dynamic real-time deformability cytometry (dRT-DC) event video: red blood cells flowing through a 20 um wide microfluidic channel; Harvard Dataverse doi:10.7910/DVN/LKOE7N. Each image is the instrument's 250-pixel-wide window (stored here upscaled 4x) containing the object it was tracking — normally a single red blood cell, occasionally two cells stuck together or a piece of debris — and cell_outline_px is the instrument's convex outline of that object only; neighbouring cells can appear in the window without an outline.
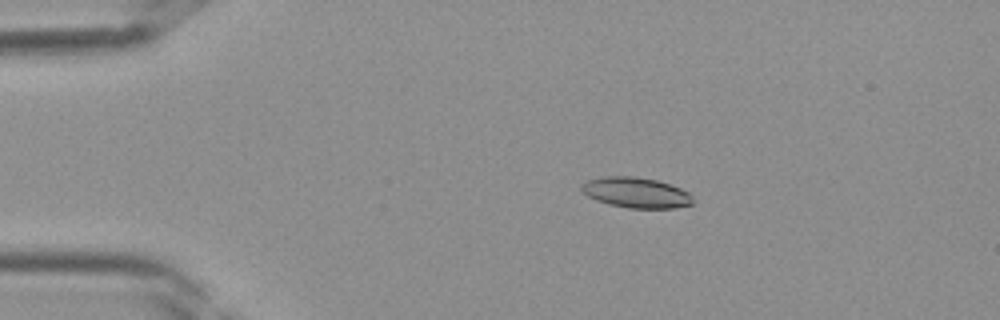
{"species": "Egyptian fruit bat (a non-hibernating species)", "species_latin": "Rousettus aegyptiacus", "temperature_condition": "room temperature", "stored_images_in_passage": 39, "camera_frame_rate_fps": 3000, "um_per_image_px": 0.085, "frame": {"image": 1, "passage_image": 8, "time_ms": 2.333, "image_size_px": [1000, 320], "cell_outline_px": [[692, 204], [676, 208], [628, 208], [608, 204], [596, 200], [588, 196], [580, 188], [580, 184], [588, 180], [604, 176], [632, 176], [656, 180], [680, 188], [688, 192], [692, 196]], "centroid_in_image_um": [54.04, 16.37], "position_along_channel_um": 31.0, "area_um2": 19.71}}
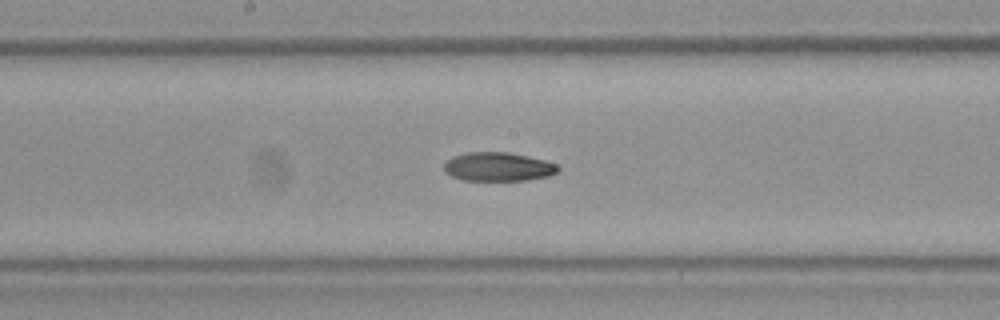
{"frame": {"image": 2, "passage_image": 21, "time_ms": 6.667, "image_size_px": [1000, 320], "cell_outline_px": [[560, 168], [556, 172], [548, 176], [528, 180], [460, 180], [444, 172], [444, 164], [452, 156], [468, 152], [508, 152], [528, 156], [544, 160], [556, 164]], "centroid_in_image_um": [42.32, 14.17], "position_along_channel_um": 205.9, "area_um2": 19.13}}
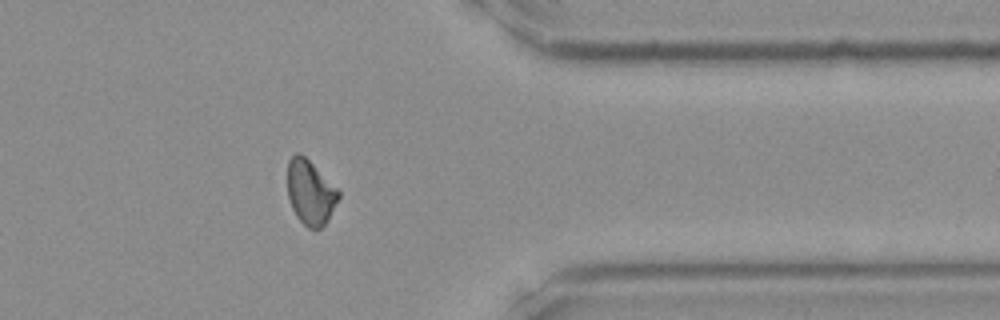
{"frame": {"image": 3, "passage_image": 32, "time_ms": 10.333, "image_size_px": [1000, 320], "cell_outline_px": [[340, 196], [328, 220], [320, 228], [308, 228], [296, 216], [292, 208], [288, 196], [288, 160], [296, 152], [300, 152], [340, 192]], "centroid_in_image_um": [26.36, 16.36], "position_along_channel_um": 385.0, "area_um2": 18.84}}